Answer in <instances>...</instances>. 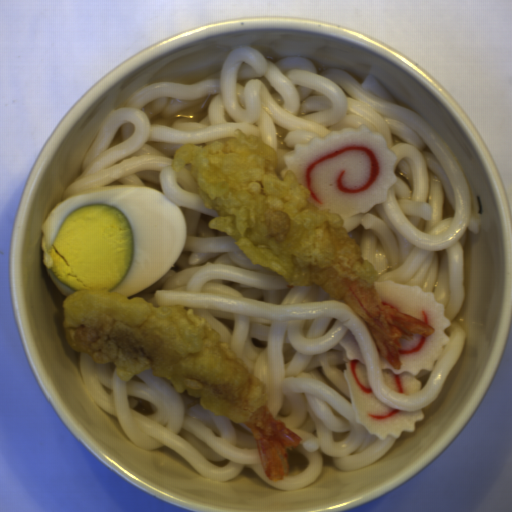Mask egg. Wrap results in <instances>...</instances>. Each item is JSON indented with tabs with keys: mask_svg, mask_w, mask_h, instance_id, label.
I'll return each instance as SVG.
<instances>
[{
	"mask_svg": "<svg viewBox=\"0 0 512 512\" xmlns=\"http://www.w3.org/2000/svg\"><path fill=\"white\" fill-rule=\"evenodd\" d=\"M42 263L63 296L132 297L164 277L188 238L180 208L156 188L97 186L56 205L40 226Z\"/></svg>",
	"mask_w": 512,
	"mask_h": 512,
	"instance_id": "1",
	"label": "egg"
}]
</instances>
